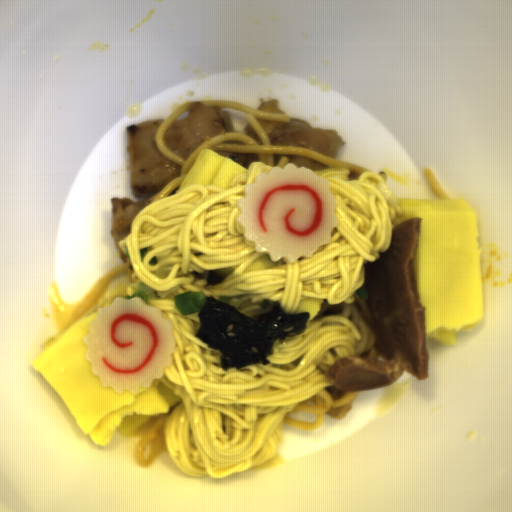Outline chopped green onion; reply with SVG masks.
Masks as SVG:
<instances>
[{"label": "chopped green onion", "mask_w": 512, "mask_h": 512, "mask_svg": "<svg viewBox=\"0 0 512 512\" xmlns=\"http://www.w3.org/2000/svg\"><path fill=\"white\" fill-rule=\"evenodd\" d=\"M174 306L182 316H189L201 312L207 302V297L201 291H185L174 294Z\"/></svg>", "instance_id": "ed74a00b"}, {"label": "chopped green onion", "mask_w": 512, "mask_h": 512, "mask_svg": "<svg viewBox=\"0 0 512 512\" xmlns=\"http://www.w3.org/2000/svg\"><path fill=\"white\" fill-rule=\"evenodd\" d=\"M132 297H142L143 300L149 304L151 299H158L154 288L144 284L142 281L137 282L133 292L130 295H126V299H130Z\"/></svg>", "instance_id": "75c4bb68"}, {"label": "chopped green onion", "mask_w": 512, "mask_h": 512, "mask_svg": "<svg viewBox=\"0 0 512 512\" xmlns=\"http://www.w3.org/2000/svg\"><path fill=\"white\" fill-rule=\"evenodd\" d=\"M355 293L361 299H364V300L370 299L369 293L364 285L362 287H360L359 289H357Z\"/></svg>", "instance_id": "7957bf73"}, {"label": "chopped green onion", "mask_w": 512, "mask_h": 512, "mask_svg": "<svg viewBox=\"0 0 512 512\" xmlns=\"http://www.w3.org/2000/svg\"><path fill=\"white\" fill-rule=\"evenodd\" d=\"M218 299H219L221 302L225 303V304H229V300H230V298H228L227 296H219V295H218Z\"/></svg>", "instance_id": "8cba909f"}, {"label": "chopped green onion", "mask_w": 512, "mask_h": 512, "mask_svg": "<svg viewBox=\"0 0 512 512\" xmlns=\"http://www.w3.org/2000/svg\"><path fill=\"white\" fill-rule=\"evenodd\" d=\"M146 253H147L146 247H145V248H142V249L139 251L140 258H141L142 262H143V260H144V257H145V255H146Z\"/></svg>", "instance_id": "3d195cdc"}, {"label": "chopped green onion", "mask_w": 512, "mask_h": 512, "mask_svg": "<svg viewBox=\"0 0 512 512\" xmlns=\"http://www.w3.org/2000/svg\"><path fill=\"white\" fill-rule=\"evenodd\" d=\"M147 264L154 266V265L158 264V259L155 256L151 257Z\"/></svg>", "instance_id": "e993c650"}]
</instances>
